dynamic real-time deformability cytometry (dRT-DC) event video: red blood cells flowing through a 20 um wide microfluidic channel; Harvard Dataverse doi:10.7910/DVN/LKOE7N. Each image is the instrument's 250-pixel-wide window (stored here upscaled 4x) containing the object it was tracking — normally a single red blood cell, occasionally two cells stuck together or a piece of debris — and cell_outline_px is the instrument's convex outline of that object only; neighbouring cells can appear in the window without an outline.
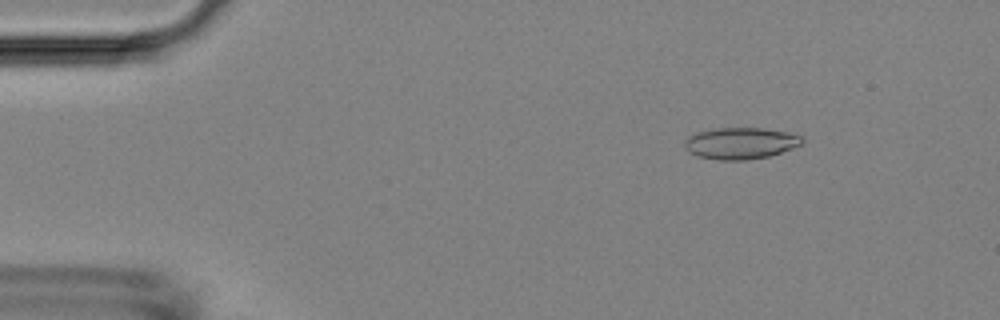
{"species": "Egyptian fruit bat (a non-hibernating species)", "species_latin": "Rousettus aegyptiacus", "temperature_condition": "room temperature", "stored_images_in_passage": 16, "camera_frame_rate_fps": 3000, "um_per_image_px": 0.085, "animal": {"sex": "female"}, "frame": {"image": 1, "passage_image": 7, "time_ms": 2.0, "image_size_px": [1000, 320], "cell_outline_px": [[804, 140], [800, 144], [792, 148], [768, 156], [748, 160], [720, 160], [696, 156], [688, 152], [684, 148], [684, 140], [688, 136], [696, 132], [712, 128], [764, 128], [788, 132], [800, 136]], "centroid_in_image_um": [62.88, 12.17], "position_along_channel_um": 22.1, "area_um2": 21.73}}